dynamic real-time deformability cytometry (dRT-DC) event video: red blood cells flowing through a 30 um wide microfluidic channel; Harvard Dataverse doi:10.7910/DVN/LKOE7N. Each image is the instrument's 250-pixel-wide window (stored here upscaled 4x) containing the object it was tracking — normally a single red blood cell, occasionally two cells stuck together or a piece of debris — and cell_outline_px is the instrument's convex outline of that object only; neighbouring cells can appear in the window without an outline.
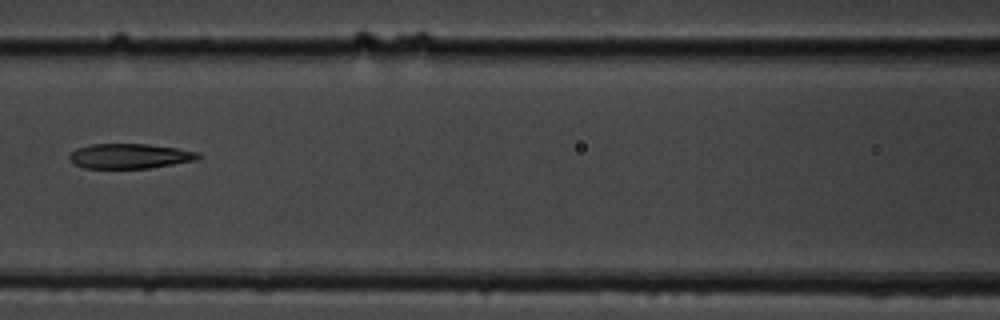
{"species": "common noctule bat (a hibernating species)", "species_latin": "Nyctalus noctula", "temperature_condition": "cold", "stored_images_in_passage": 6, "camera_frame_rate_fps": 3000, "um_per_image_px": 0.085, "animal": {"sex": "male", "body_mass_g": 19.5, "forearm_length_mm": 54.6}, "frame": {"image": 1, "passage_image": 3, "time_ms": 2.333, "image_size_px": [1000, 320], "cell_outline_px": [[204, 156], [200, 160], [148, 168], [84, 168], [72, 164], [68, 160], [68, 156], [76, 148], [92, 144], [148, 144], [176, 148], [196, 152]], "centroid_in_image_um": [11.03, 13.27], "position_along_channel_um": 155.6, "area_um2": 18.9}}
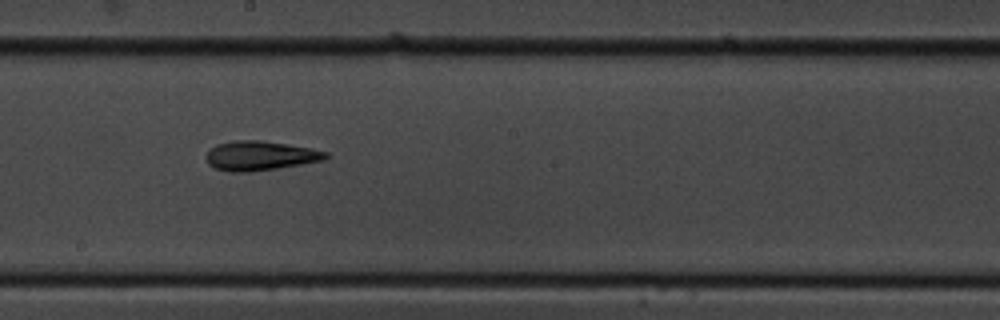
{"frame": {"image": 2, "passage_image": 5, "time_ms": 4.333, "image_size_px": [1000, 320], "cell_outline_px": [[328, 156], [324, 160], [252, 172], [228, 172], [216, 168], [208, 164], [204, 156], [216, 144], [236, 140], [260, 140], [288, 144], [312, 148], [328, 152]], "centroid_in_image_um": [22.09, 13.23], "position_along_channel_um": 226.1, "area_um2": 20.52}}
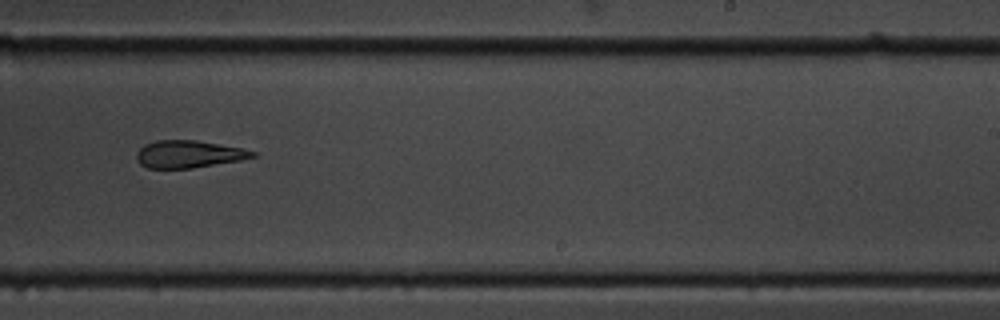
{"frame": {"image": 3, "passage_image": 6, "time_ms": 5.667, "image_size_px": [1000, 320], "cell_outline_px": [[256, 156], [240, 160], [192, 168], [148, 168], [140, 164], [136, 160], [136, 152], [144, 144], [156, 140], [196, 140], [244, 148], [256, 152]], "centroid_in_image_um": [16.02, 13.09], "position_along_channel_um": 273.0, "area_um2": 18.55}}